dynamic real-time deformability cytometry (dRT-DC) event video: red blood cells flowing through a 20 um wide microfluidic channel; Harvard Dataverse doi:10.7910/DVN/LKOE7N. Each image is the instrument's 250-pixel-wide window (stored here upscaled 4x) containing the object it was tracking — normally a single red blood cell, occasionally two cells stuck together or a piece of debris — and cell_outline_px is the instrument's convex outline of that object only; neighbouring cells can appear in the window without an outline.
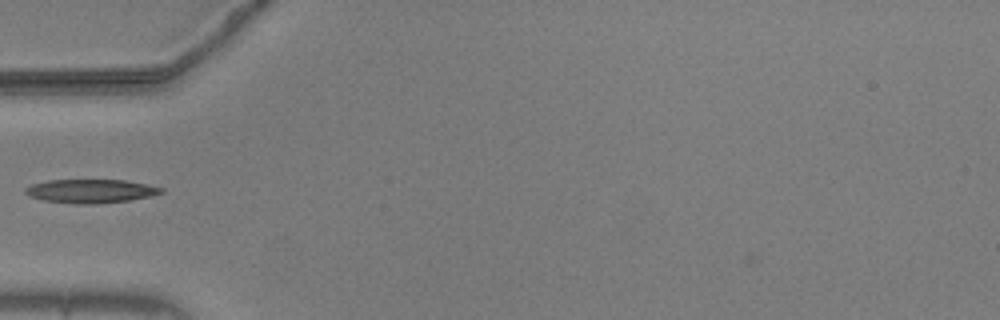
{"species": "common noctule bat (a hibernating species)", "species_latin": "Nyctalus noctula", "temperature_condition": "warm", "stored_images_in_passage": 38, "camera_frame_rate_fps": 3000, "um_per_image_px": 0.085, "animal": {"sex": "male", "body_mass_g": 20.5, "forearm_length_mm": 52.5}, "frame": {"image": 1, "passage_image": 1, "time_ms": 0.0, "image_size_px": [1000, 320], "cell_outline_px": [[164, 192], [152, 196], [128, 200], [96, 204], [76, 204], [44, 200], [32, 196], [24, 192], [24, 188], [32, 184], [48, 180], [124, 180], [148, 184], [164, 188]], "centroid_in_image_um": [7.75, 16.24], "position_along_channel_um": 77.3, "area_um2": 18.73}}
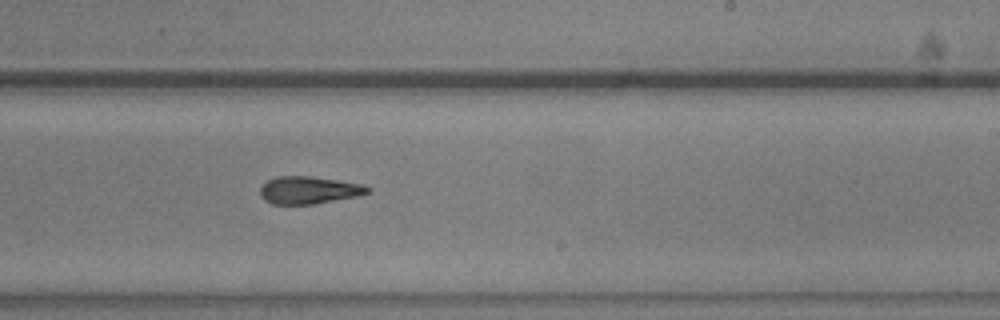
{"frame": {"image": 2, "passage_image": 16, "time_ms": 5.0, "image_size_px": [1000, 320], "cell_outline_px": [[372, 192], [356, 196], [316, 204], [272, 204], [264, 200], [260, 196], [260, 188], [268, 180], [276, 176], [308, 176], [364, 184], [372, 188]], "centroid_in_image_um": [26.27, 16.16], "position_along_channel_um": 262.7, "area_um2": 17.28}}
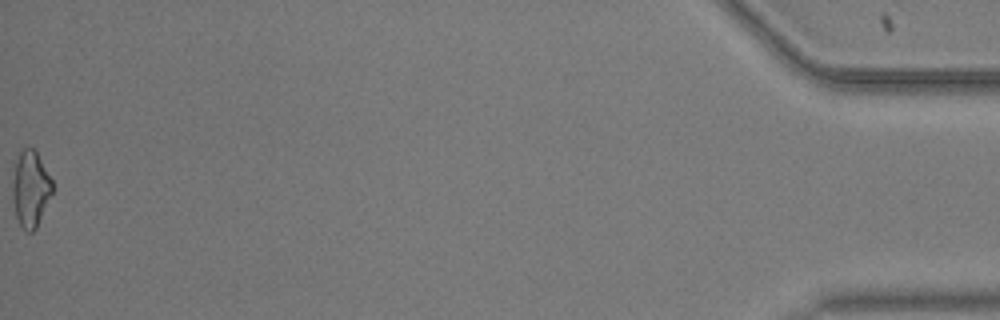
{"frame": {"image": 3, "passage_image": 38, "time_ms": 12.333, "image_size_px": [1000, 320], "cell_outline_px": [[52, 192], [36, 228], [32, 232], [28, 232], [20, 224], [16, 216], [12, 196], [12, 184], [16, 160], [20, 152], [24, 148], [32, 148], [36, 152], [52, 180]], "centroid_in_image_um": [2.58, 16.05], "position_along_channel_um": 432.6, "area_um2": 17.22}}